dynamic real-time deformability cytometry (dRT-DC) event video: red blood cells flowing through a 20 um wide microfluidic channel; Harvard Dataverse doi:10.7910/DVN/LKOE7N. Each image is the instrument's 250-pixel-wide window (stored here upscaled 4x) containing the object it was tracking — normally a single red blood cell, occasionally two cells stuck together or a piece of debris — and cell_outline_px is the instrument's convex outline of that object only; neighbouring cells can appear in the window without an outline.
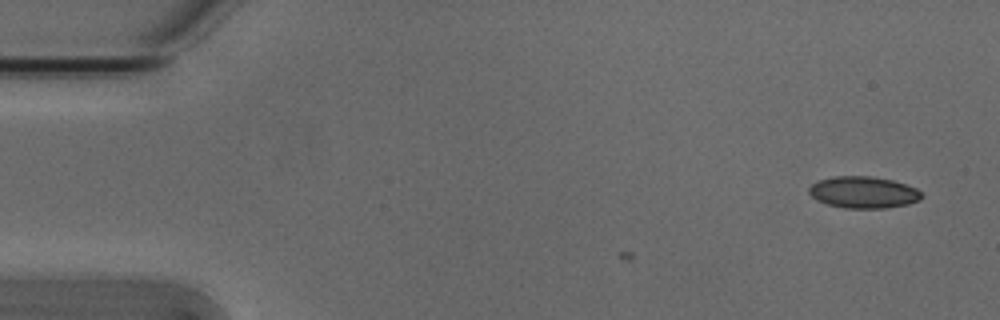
{"species": "Egyptian fruit bat (a non-hibernating species)", "species_latin": "Rousettus aegyptiacus", "temperature_condition": "cold", "stored_images_in_passage": 7, "camera_frame_rate_fps": 3000, "um_per_image_px": 0.085, "animal": {"sex": "male"}, "frame": {"image": 1, "passage_image": 1, "time_ms": 0.0, "image_size_px": [1000, 320], "cell_outline_px": [[924, 196], [920, 200], [908, 204], [884, 208], [844, 208], [828, 204], [816, 200], [808, 192], [808, 188], [812, 184], [820, 180], [832, 176], [872, 176], [892, 180], [916, 188]], "centroid_in_image_um": [73.38, 16.34], "position_along_channel_um": 11.6, "area_um2": 20.81}}